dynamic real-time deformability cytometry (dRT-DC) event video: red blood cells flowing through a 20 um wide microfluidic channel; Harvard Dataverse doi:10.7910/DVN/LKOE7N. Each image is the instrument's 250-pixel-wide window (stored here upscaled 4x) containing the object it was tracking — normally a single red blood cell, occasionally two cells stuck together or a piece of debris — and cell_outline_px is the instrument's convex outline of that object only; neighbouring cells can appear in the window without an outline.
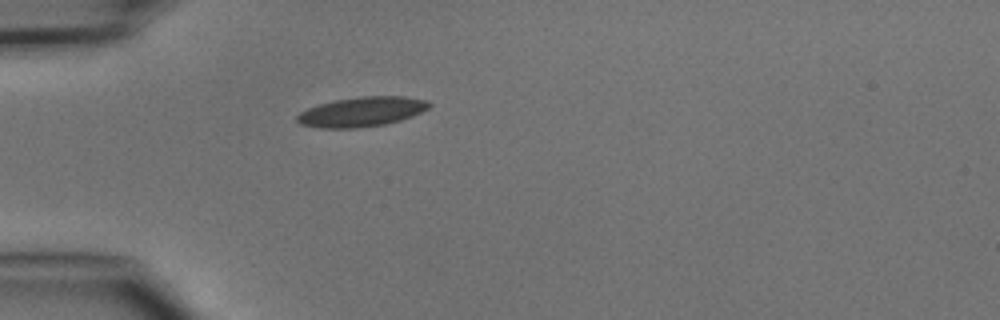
{"species": "common noctule bat (a hibernating species)", "species_latin": "Nyctalus noctula", "temperature_condition": "cold", "stored_images_in_passage": 1, "camera_frame_rate_fps": 3000, "um_per_image_px": 0.085, "animal": {"sex": "male", "body_mass_g": 15.6}, "frame": {"image": 1, "passage_image": 1, "time_ms": 0.0, "image_size_px": [1000, 320], "cell_outline_px": [[432, 104], [428, 108], [412, 116], [400, 120], [384, 124], [356, 128], [320, 128], [300, 124], [296, 120], [296, 116], [300, 112], [308, 108], [320, 104], [336, 100], [360, 96], [404, 96], [428, 100]], "centroid_in_image_um": [30.75, 9.49], "position_along_channel_um": 54.3, "area_um2": 22.77}}